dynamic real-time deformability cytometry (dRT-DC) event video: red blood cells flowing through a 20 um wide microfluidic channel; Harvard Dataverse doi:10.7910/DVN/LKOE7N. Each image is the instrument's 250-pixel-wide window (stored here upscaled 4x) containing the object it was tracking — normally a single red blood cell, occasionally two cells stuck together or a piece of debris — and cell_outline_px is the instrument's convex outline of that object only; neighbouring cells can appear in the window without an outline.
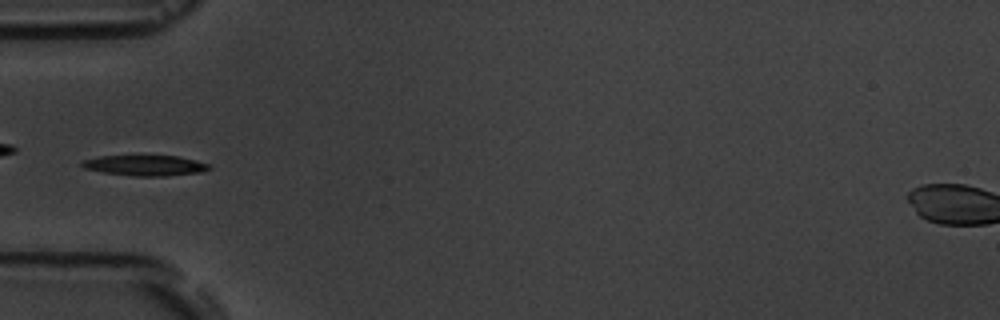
{"species": "common noctule bat (a hibernating species)", "species_latin": "Nyctalus noctula", "temperature_condition": "room temperature", "stored_images_in_passage": 5, "camera_frame_rate_fps": 3000, "um_per_image_px": 0.085, "animal": {"sex": "male", "body_mass_g": 19.5, "forearm_length_mm": 54.6}, "frame": {"image": 1, "passage_image": 5, "time_ms": 5.333, "image_size_px": [1000, 320], "cell_outline_px": [[212, 168], [200, 172], [164, 176], [132, 176], [104, 172], [84, 168], [80, 164], [84, 160], [100, 156], [180, 156], [196, 160], [208, 164]], "centroid_in_image_um": [12.36, 14.06], "position_along_channel_um": 72.6, "area_um2": 15.03}}